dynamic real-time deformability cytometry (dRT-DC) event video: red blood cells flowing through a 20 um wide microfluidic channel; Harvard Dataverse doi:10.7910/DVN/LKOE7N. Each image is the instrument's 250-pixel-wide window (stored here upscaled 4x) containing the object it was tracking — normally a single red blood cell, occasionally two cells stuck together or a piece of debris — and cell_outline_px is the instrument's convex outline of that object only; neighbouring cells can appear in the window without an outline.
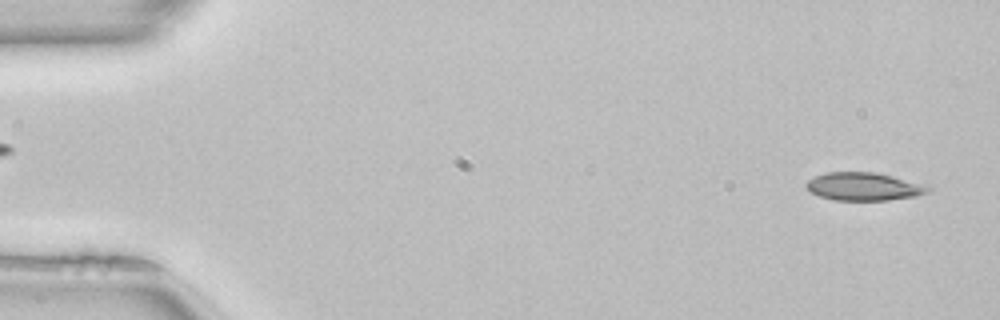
{"species": "common noctule bat (a hibernating species)", "species_latin": "Nyctalus noctula", "temperature_condition": "room temperature", "stored_images_in_passage": 50, "camera_frame_rate_fps": 3000, "um_per_image_px": 0.085, "animal": {"sex": "female", "body_mass_g": 22.7, "forearm_length_mm": 54.2}, "frame": {"image": 1, "passage_image": 2, "time_ms": 0.333, "image_size_px": [1000, 320], "cell_outline_px": [[932, 188], [916, 196], [888, 200], [836, 200], [820, 196], [812, 192], [804, 184], [808, 180], [816, 176], [828, 172], [876, 172], [928, 184]], "centroid_in_image_um": [73.46, 15.84], "position_along_channel_um": 11.5, "area_um2": 19.83}}
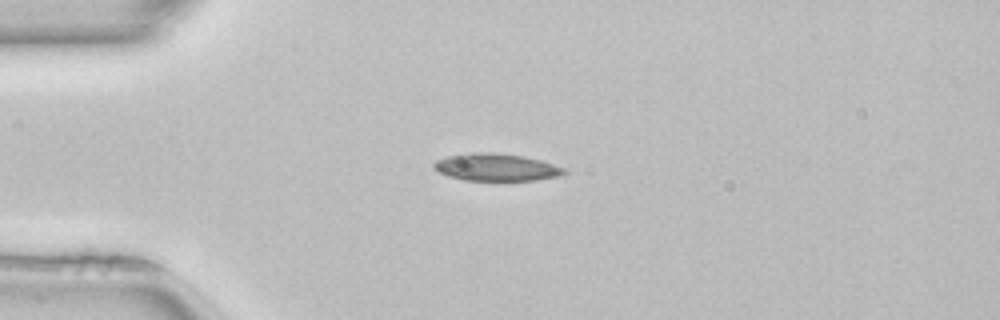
{"frame": {"image": 2, "passage_image": 12, "time_ms": 3.667, "image_size_px": [1000, 320], "cell_outline_px": [[568, 172], [556, 176], [536, 180], [464, 180], [448, 176], [432, 168], [432, 164], [436, 160], [448, 156], [472, 152], [492, 152], [524, 156], [540, 160], [568, 168]], "centroid_in_image_um": [42.18, 14.21], "position_along_channel_um": 42.8, "area_um2": 20.81}}
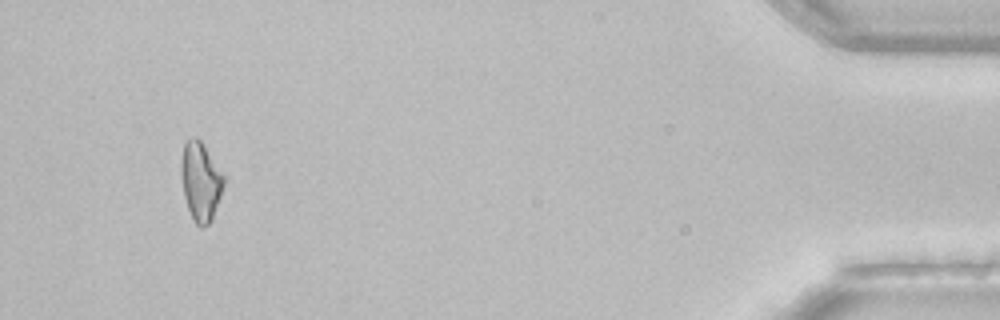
{"frame": {"image": 3, "passage_image": 47, "time_ms": 15.333, "image_size_px": [1000, 320], "cell_outline_px": [[224, 184], [212, 220], [204, 228], [200, 228], [192, 220], [184, 196], [180, 176], [180, 164], [184, 144], [192, 136], [196, 136], [204, 144], [224, 176]], "centroid_in_image_um": [17.03, 15.43], "position_along_channel_um": 418.2, "area_um2": 19.71}, "authors_computed_cell_mechanics": {"area_um2": 19.8543, "velocity_mm_per_s": 4.0578, "shape_relaxation_time_tau1_ms": 4.7198, "shape_relaxation_time_tau2_ms": null, "deformation_change_tau1": 0.1428, "deformation_change_tau2": null}}